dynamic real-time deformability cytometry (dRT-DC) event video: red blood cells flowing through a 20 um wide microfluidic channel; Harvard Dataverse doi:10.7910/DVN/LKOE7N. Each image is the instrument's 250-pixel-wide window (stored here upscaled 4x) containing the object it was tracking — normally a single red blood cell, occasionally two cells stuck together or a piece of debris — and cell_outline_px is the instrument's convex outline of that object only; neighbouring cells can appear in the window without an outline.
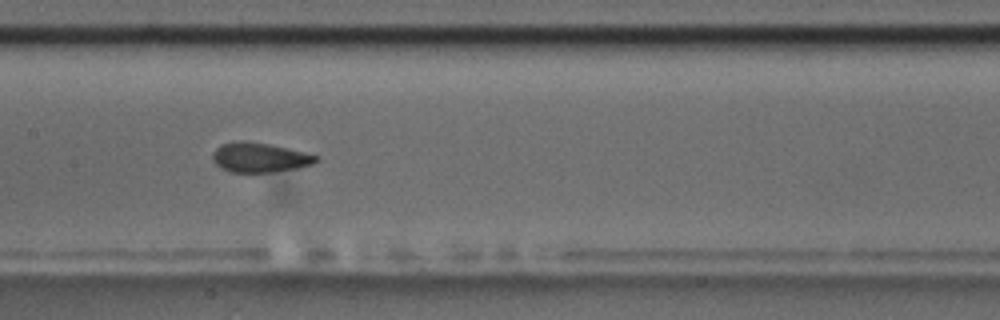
{"species": "common noctule bat (a hibernating species)", "species_latin": "Nyctalus noctula", "temperature_condition": "room temperature", "stored_images_in_passage": 14, "camera_frame_rate_fps": 3000, "um_per_image_px": 0.085, "animal": {"sex": "male", "body_mass_g": 17.5, "forearm_length_mm": 52.3}, "frame": {"image": 1, "passage_image": 7, "time_ms": 7.667, "image_size_px": [1000, 320], "cell_outline_px": [[320, 160], [312, 164], [272, 172], [232, 172], [220, 168], [212, 160], [212, 152], [220, 144], [240, 140], [244, 140], [268, 144], [288, 148], [320, 156]], "centroid_in_image_um": [22.03, 13.37], "position_along_channel_um": 185.4, "area_um2": 17.86}}
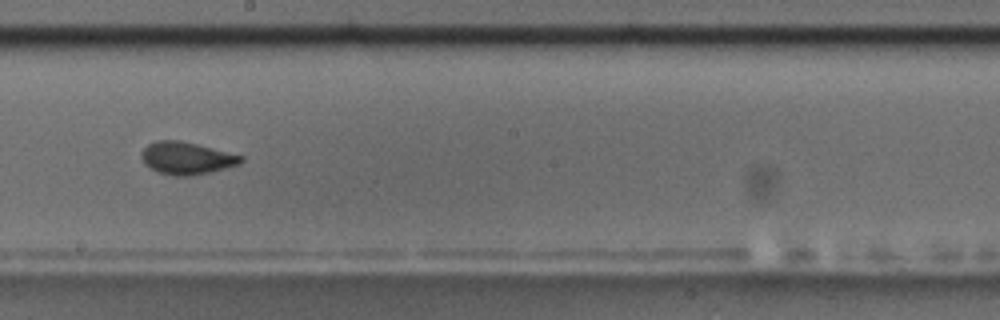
{"frame": {"image": 2, "passage_image": 8, "time_ms": 9.0, "image_size_px": [1000, 320], "cell_outline_px": [[244, 160], [240, 164], [212, 172], [188, 176], [176, 176], [160, 172], [144, 164], [140, 156], [140, 152], [148, 144], [156, 140], [180, 140], [244, 156]], "centroid_in_image_um": [15.86, 13.44], "position_along_channel_um": 232.3, "area_um2": 18.79}}